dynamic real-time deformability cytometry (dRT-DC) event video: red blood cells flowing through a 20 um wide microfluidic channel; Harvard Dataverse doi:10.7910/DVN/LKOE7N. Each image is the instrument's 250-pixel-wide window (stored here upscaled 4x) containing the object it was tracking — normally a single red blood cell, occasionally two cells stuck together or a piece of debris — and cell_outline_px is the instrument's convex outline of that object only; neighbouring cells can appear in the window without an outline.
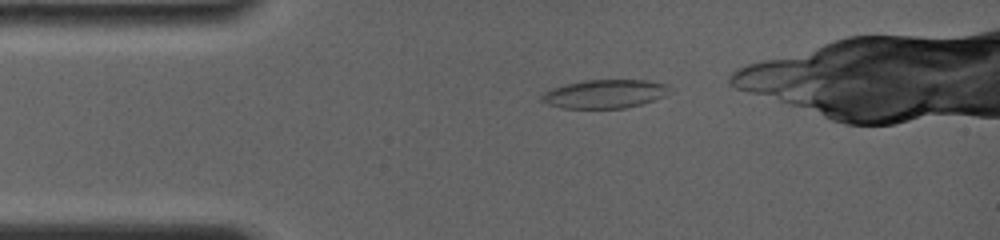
{"species": "common noctule bat (a hibernating species)", "species_latin": "Nyctalus noctula", "temperature_condition": "room temperature", "stored_images_in_passage": 48, "camera_frame_rate_fps": 4000, "um_per_image_px": 0.085, "animal": {"sex": "female", "body_mass_g": 19.0, "forearm_length_mm": 56.7}, "frame": {"image": 1, "passage_image": 3, "time_ms": 0.75, "image_size_px": [1000, 240], "cell_outline_px": [[672, 92], [664, 96], [640, 104], [624, 108], [564, 108], [548, 104], [540, 100], [540, 96], [544, 92], [552, 88], [584, 80], [648, 80], [668, 84], [672, 88]], "centroid_in_image_um": [51.44, 7.97], "position_along_channel_um": 33.6, "area_um2": 21.33}}
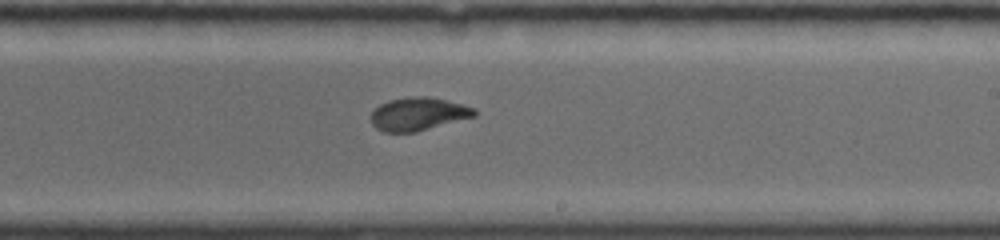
{"frame": {"image": 2, "passage_image": 31, "time_ms": 7.25, "image_size_px": [1000, 240], "cell_outline_px": [[476, 116], [416, 132], [384, 132], [376, 128], [372, 124], [372, 112], [380, 104], [388, 100], [408, 96], [428, 96], [476, 108]], "centroid_in_image_um": [35.54, 9.69], "position_along_channel_um": 253.5, "area_um2": 19.88}}
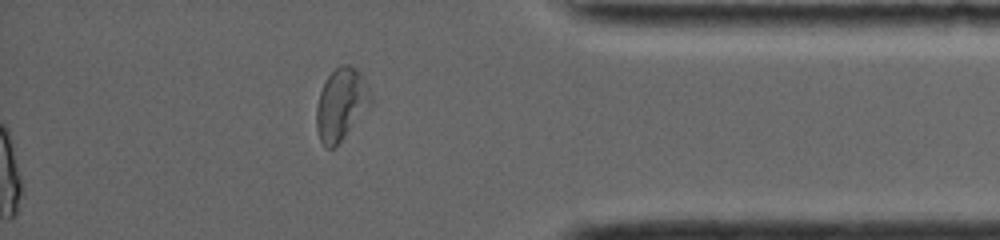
{"frame": {"image": 3, "passage_image": 46, "time_ms": 11.5, "image_size_px": [1000, 240], "cell_outline_px": [[372, 100], [344, 136], [332, 148], [324, 148], [320, 140], [316, 128], [316, 108], [320, 92], [328, 76], [340, 64], [348, 64], [356, 68], [364, 76], [372, 96]], "centroid_in_image_um": [28.98, 8.82], "position_along_channel_um": 406.2, "area_um2": 22.31}}